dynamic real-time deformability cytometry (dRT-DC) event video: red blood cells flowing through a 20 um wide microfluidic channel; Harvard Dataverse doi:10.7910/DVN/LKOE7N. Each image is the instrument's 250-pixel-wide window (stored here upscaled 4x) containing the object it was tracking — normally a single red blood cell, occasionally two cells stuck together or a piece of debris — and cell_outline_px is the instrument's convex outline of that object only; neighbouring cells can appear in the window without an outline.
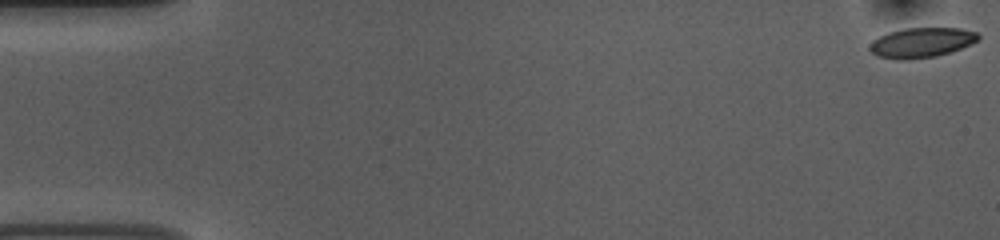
{"species": "common noctule bat (a hibernating species)", "species_latin": "Nyctalus noctula", "temperature_condition": "room temperature", "stored_images_in_passage": 54, "camera_frame_rate_fps": 3000, "um_per_image_px": 0.085, "animal": {"sex": "female", "body_mass_g": 10.0, "forearm_length_mm": 53.1}, "frame": {"image": 1, "passage_image": 1, "time_ms": 0.0, "image_size_px": [1000, 240], "cell_outline_px": [[980, 40], [972, 44], [936, 56], [908, 60], [896, 60], [876, 56], [868, 48], [872, 40], [888, 32], [904, 28], [960, 28], [976, 32], [980, 36]], "centroid_in_image_um": [78.31, 3.62], "position_along_channel_um": 6.7, "area_um2": 19.07}}
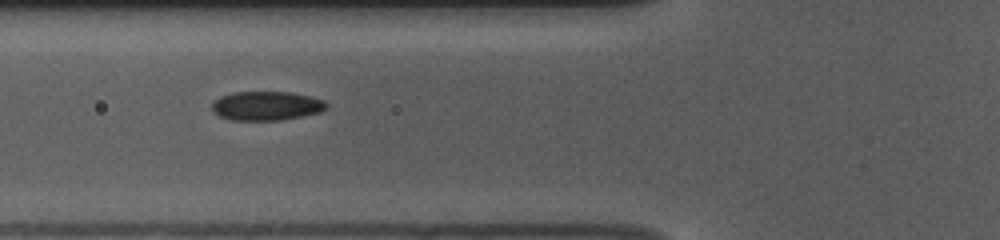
{"frame": {"image": 2, "passage_image": 20, "time_ms": 6.333, "image_size_px": [1000, 240], "cell_outline_px": [[328, 108], [320, 112], [280, 120], [232, 120], [220, 116], [212, 112], [212, 104], [220, 96], [232, 92], [292, 92], [324, 100], [328, 104]], "centroid_in_image_um": [22.64, 8.99], "position_along_channel_um": 103.2, "area_um2": 19.36}}
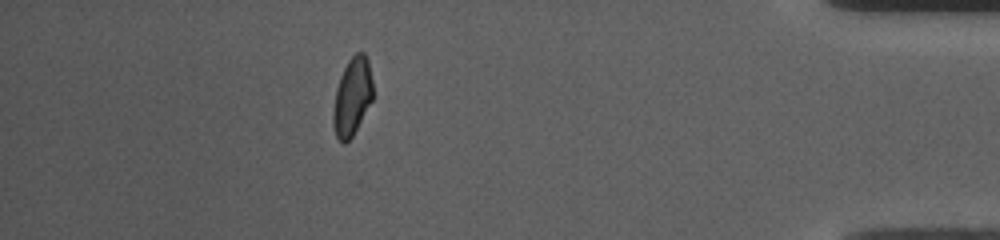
{"frame": {"image": 3, "passage_image": 48, "time_ms": 15.667, "image_size_px": [1000, 240], "cell_outline_px": [[372, 100], [352, 136], [344, 144], [336, 136], [332, 124], [332, 112], [336, 88], [340, 76], [348, 60], [356, 52], [364, 52], [368, 60], [372, 80]], "centroid_in_image_um": [29.92, 8.2], "position_along_channel_um": 405.3, "area_um2": 17.92}, "authors_computed_cell_mechanics": {"area_um2": 19.1896, "velocity_mm_per_s": 3.741, "shape_relaxation_time_tau1_ms": 6.169, "shape_relaxation_time_tau2_ms": 1.6044, "deformation_change_tau1": 0.1369, "deformation_change_tau2": 0.052}}